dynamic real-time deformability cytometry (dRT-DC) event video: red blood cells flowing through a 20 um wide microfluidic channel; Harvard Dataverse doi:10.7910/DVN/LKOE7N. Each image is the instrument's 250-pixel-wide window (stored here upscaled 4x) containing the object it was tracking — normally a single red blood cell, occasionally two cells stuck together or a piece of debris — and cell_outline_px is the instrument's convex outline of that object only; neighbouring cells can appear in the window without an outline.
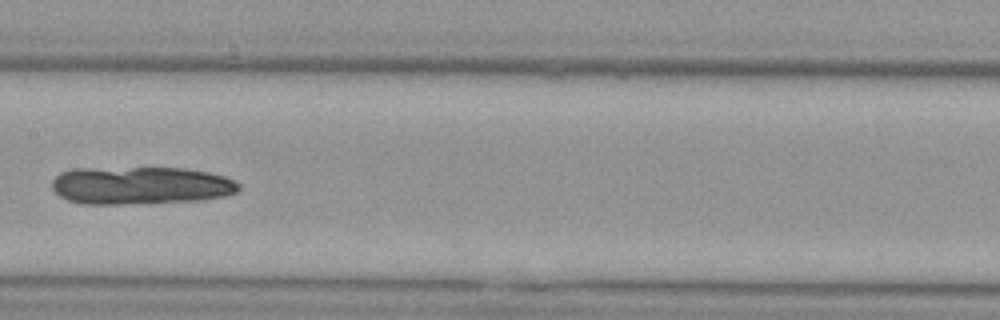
{"species": "Egyptian fruit bat (a non-hibernating species)", "species_latin": "Rousettus aegyptiacus", "temperature_condition": "cold", "stored_images_in_passage": 6, "camera_frame_rate_fps": 3000, "um_per_image_px": 0.085, "animal": {"sex": "female"}, "frame": {"image": 1, "passage_image": 6, "time_ms": 6.0, "image_size_px": [1000, 320], "cell_outline_px": [[240, 188], [236, 192], [224, 196], [200, 200], [116, 204], [80, 204], [68, 200], [60, 196], [52, 188], [52, 180], [60, 172], [72, 168], [184, 168], [208, 172], [224, 176], [236, 180], [240, 184]], "centroid_in_image_um": [11.94, 15.76], "position_along_channel_um": 195.5, "area_um2": 41.21}}